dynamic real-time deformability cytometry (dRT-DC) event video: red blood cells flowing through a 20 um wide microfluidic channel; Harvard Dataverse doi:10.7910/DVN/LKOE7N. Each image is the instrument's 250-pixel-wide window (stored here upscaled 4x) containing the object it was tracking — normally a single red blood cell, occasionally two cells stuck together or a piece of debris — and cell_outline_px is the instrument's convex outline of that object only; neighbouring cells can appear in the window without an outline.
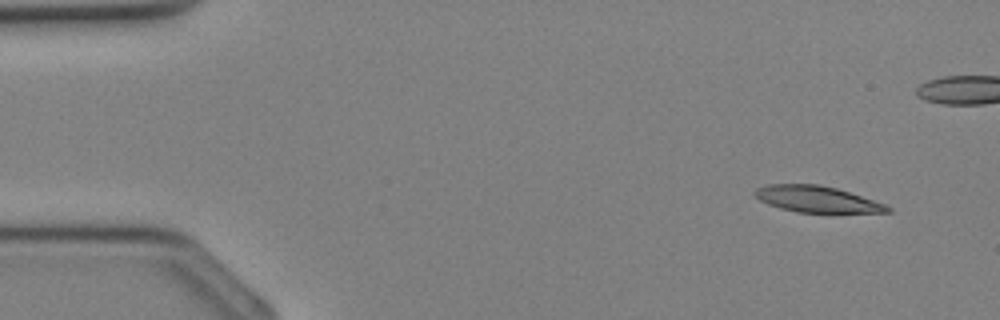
{"species": "Egyptian fruit bat (a non-hibernating species)", "species_latin": "Rousettus aegyptiacus", "temperature_condition": "cold", "stored_images_in_passage": 34, "camera_frame_rate_fps": 3000, "um_per_image_px": 0.085, "animal": {"sex": "female"}, "frame": {"image": 1, "passage_image": 1, "time_ms": 0.0, "image_size_px": [1000, 320], "cell_outline_px": [[892, 212], [796, 212], [780, 208], [768, 204], [760, 200], [752, 192], [756, 188], [768, 184], [820, 184], [836, 188], [884, 204], [892, 208]], "centroid_in_image_um": [69.38, 16.92], "position_along_channel_um": 15.6, "area_um2": 20.06}}
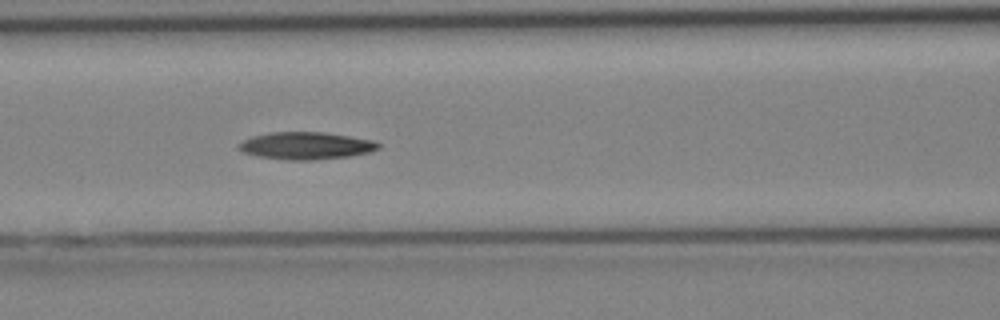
{"frame": {"image": 2, "passage_image": 13, "time_ms": 4.0, "image_size_px": [1000, 320], "cell_outline_px": [[380, 148], [368, 152], [348, 156], [312, 160], [288, 160], [256, 156], [244, 152], [236, 148], [236, 144], [252, 136], [272, 132], [324, 132], [376, 140], [380, 144]], "centroid_in_image_um": [25.99, 12.38], "position_along_channel_um": 140.6, "area_um2": 22.31}}
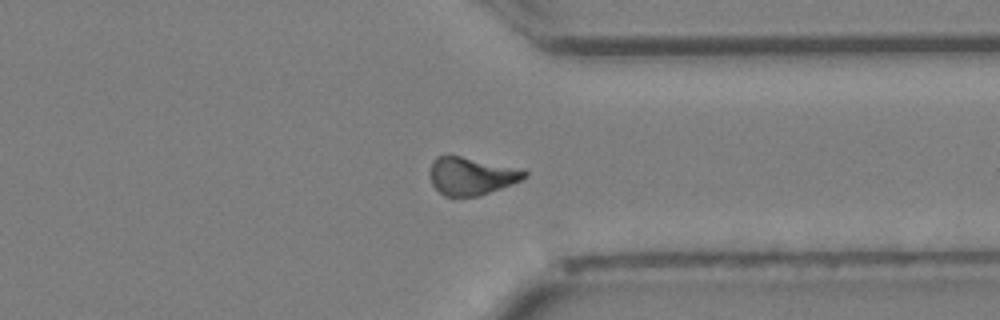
{"frame": {"image": 3, "passage_image": 25, "time_ms": 8.0, "image_size_px": [1000, 320], "cell_outline_px": [[528, 176], [520, 180], [480, 196], [444, 196], [432, 184], [432, 160], [436, 156], [460, 156], [524, 168], [528, 172]], "centroid_in_image_um": [40.13, 14.95], "position_along_channel_um": 371.3, "area_um2": 20.63}}